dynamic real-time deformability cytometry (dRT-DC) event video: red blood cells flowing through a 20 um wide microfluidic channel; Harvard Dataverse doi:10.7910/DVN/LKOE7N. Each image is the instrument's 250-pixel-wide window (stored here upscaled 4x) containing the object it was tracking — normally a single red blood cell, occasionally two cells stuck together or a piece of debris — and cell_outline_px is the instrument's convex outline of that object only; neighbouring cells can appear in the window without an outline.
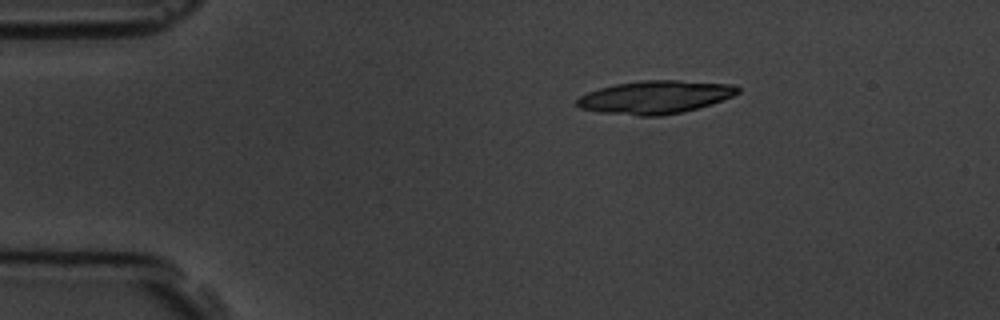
{"species": "common noctule bat (a hibernating species)", "species_latin": "Nyctalus noctula", "temperature_condition": "room temperature", "stored_images_in_passage": 3, "camera_frame_rate_fps": 3000, "um_per_image_px": 0.085, "animal": {"sex": "male", "body_mass_g": 19.5, "forearm_length_mm": 54.6}, "frame": {"image": 1, "passage_image": 3, "time_ms": 3.0, "image_size_px": [1000, 320], "cell_outline_px": [[740, 92], [732, 96], [712, 104], [680, 112], [660, 116], [640, 116], [600, 112], [580, 108], [576, 104], [576, 100], [580, 96], [588, 92], [600, 88], [616, 84], [640, 80], [680, 80], [736, 84], [740, 88]], "centroid_in_image_um": [55.72, 8.24], "position_along_channel_um": 29.3, "area_um2": 30.98}}